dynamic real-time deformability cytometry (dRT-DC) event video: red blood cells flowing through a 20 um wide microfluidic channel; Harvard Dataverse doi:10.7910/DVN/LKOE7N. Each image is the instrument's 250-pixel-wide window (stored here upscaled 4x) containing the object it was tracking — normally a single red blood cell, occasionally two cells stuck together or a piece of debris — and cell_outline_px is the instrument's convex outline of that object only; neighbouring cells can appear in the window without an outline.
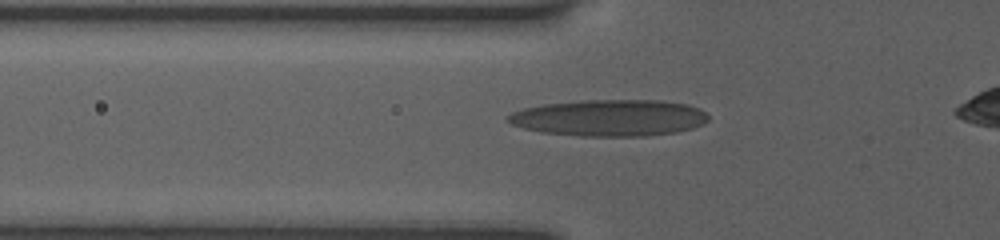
{"species": "human", "species_latin": "Homo sapiens", "temperature_condition": "room temperature", "stored_images_in_passage": 27, "camera_frame_rate_fps": 3000, "um_per_image_px": 0.085, "donor": {"sex": "female"}, "frame": {"image": 1, "passage_image": 7, "time_ms": 2.333, "image_size_px": [1000, 240], "cell_outline_px": [[708, 120], [704, 124], [692, 128], [676, 132], [644, 136], [580, 136], [540, 132], [524, 128], [512, 124], [504, 120], [504, 116], [512, 112], [524, 108], [544, 104], [580, 100], [660, 100], [688, 104], [700, 108], [708, 116]], "centroid_in_image_um": [51.78, 10.01], "position_along_channel_um": 74.0, "area_um2": 43.0}}
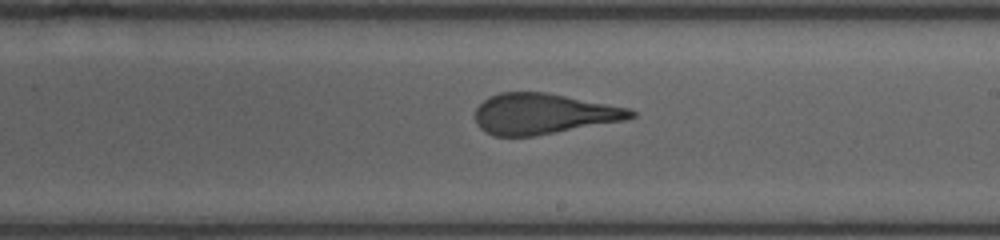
{"frame": {"image": 2, "passage_image": 16, "time_ms": 6.667, "image_size_px": [1000, 240], "cell_outline_px": [[636, 116], [624, 120], [556, 132], [532, 136], [492, 136], [484, 132], [476, 124], [476, 108], [488, 96], [500, 92], [544, 92], [632, 108], [636, 112]], "centroid_in_image_um": [46.17, 9.67], "position_along_channel_um": 242.8, "area_um2": 36.82}}
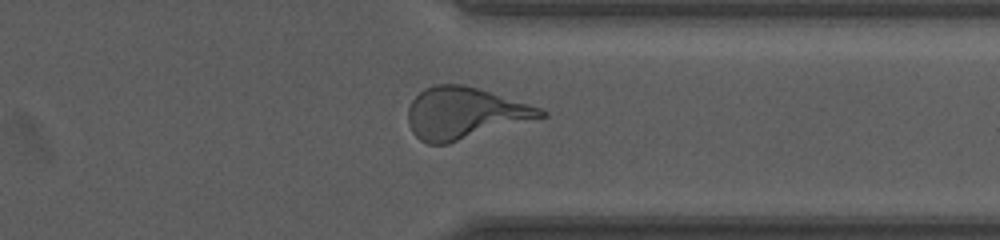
{"frame": {"image": 3, "passage_image": 23, "time_ms": 10.0, "image_size_px": [1000, 240], "cell_outline_px": [[548, 116], [448, 144], [428, 144], [420, 140], [412, 132], [408, 124], [408, 108], [412, 100], [424, 88], [436, 84], [464, 84], [540, 108], [548, 112]], "centroid_in_image_um": [39.47, 9.63], "position_along_channel_um": 371.9, "area_um2": 39.82}}